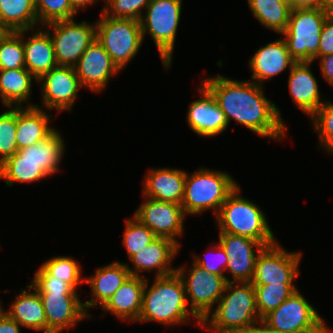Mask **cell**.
Masks as SVG:
<instances>
[{"label": "cell", "mask_w": 333, "mask_h": 333, "mask_svg": "<svg viewBox=\"0 0 333 333\" xmlns=\"http://www.w3.org/2000/svg\"><path fill=\"white\" fill-rule=\"evenodd\" d=\"M279 1L282 2V3H284V4H286V5H288L290 7L291 0H279Z\"/></svg>", "instance_id": "cell-51"}, {"label": "cell", "mask_w": 333, "mask_h": 333, "mask_svg": "<svg viewBox=\"0 0 333 333\" xmlns=\"http://www.w3.org/2000/svg\"><path fill=\"white\" fill-rule=\"evenodd\" d=\"M74 69L83 89L96 94L108 87L111 76L121 72L97 39L81 55Z\"/></svg>", "instance_id": "cell-16"}, {"label": "cell", "mask_w": 333, "mask_h": 333, "mask_svg": "<svg viewBox=\"0 0 333 333\" xmlns=\"http://www.w3.org/2000/svg\"><path fill=\"white\" fill-rule=\"evenodd\" d=\"M0 23L13 32L41 27L35 0H0Z\"/></svg>", "instance_id": "cell-30"}, {"label": "cell", "mask_w": 333, "mask_h": 333, "mask_svg": "<svg viewBox=\"0 0 333 333\" xmlns=\"http://www.w3.org/2000/svg\"><path fill=\"white\" fill-rule=\"evenodd\" d=\"M26 287L28 289L20 291L4 312L23 328L47 333V319L40 295L31 284Z\"/></svg>", "instance_id": "cell-27"}, {"label": "cell", "mask_w": 333, "mask_h": 333, "mask_svg": "<svg viewBox=\"0 0 333 333\" xmlns=\"http://www.w3.org/2000/svg\"><path fill=\"white\" fill-rule=\"evenodd\" d=\"M230 174L204 166L191 174L187 172L181 203L185 215L197 216L211 210L216 217L222 204L239 185Z\"/></svg>", "instance_id": "cell-4"}, {"label": "cell", "mask_w": 333, "mask_h": 333, "mask_svg": "<svg viewBox=\"0 0 333 333\" xmlns=\"http://www.w3.org/2000/svg\"><path fill=\"white\" fill-rule=\"evenodd\" d=\"M321 76L333 87V54L319 57Z\"/></svg>", "instance_id": "cell-44"}, {"label": "cell", "mask_w": 333, "mask_h": 333, "mask_svg": "<svg viewBox=\"0 0 333 333\" xmlns=\"http://www.w3.org/2000/svg\"><path fill=\"white\" fill-rule=\"evenodd\" d=\"M146 283L142 296V308L137 323L157 322L166 326L187 324L191 319L201 328L202 321L191 311L186 298L185 286L177 272L154 277Z\"/></svg>", "instance_id": "cell-2"}, {"label": "cell", "mask_w": 333, "mask_h": 333, "mask_svg": "<svg viewBox=\"0 0 333 333\" xmlns=\"http://www.w3.org/2000/svg\"><path fill=\"white\" fill-rule=\"evenodd\" d=\"M256 308L262 319L272 310L278 308L286 299L298 290L296 284L253 285Z\"/></svg>", "instance_id": "cell-33"}, {"label": "cell", "mask_w": 333, "mask_h": 333, "mask_svg": "<svg viewBox=\"0 0 333 333\" xmlns=\"http://www.w3.org/2000/svg\"><path fill=\"white\" fill-rule=\"evenodd\" d=\"M322 7L321 0H291L290 9H307Z\"/></svg>", "instance_id": "cell-46"}, {"label": "cell", "mask_w": 333, "mask_h": 333, "mask_svg": "<svg viewBox=\"0 0 333 333\" xmlns=\"http://www.w3.org/2000/svg\"><path fill=\"white\" fill-rule=\"evenodd\" d=\"M31 286L39 294H78V292L66 282L57 277L50 276L41 266L34 273Z\"/></svg>", "instance_id": "cell-41"}, {"label": "cell", "mask_w": 333, "mask_h": 333, "mask_svg": "<svg viewBox=\"0 0 333 333\" xmlns=\"http://www.w3.org/2000/svg\"><path fill=\"white\" fill-rule=\"evenodd\" d=\"M321 316L298 289L262 321L284 333H333Z\"/></svg>", "instance_id": "cell-9"}, {"label": "cell", "mask_w": 333, "mask_h": 333, "mask_svg": "<svg viewBox=\"0 0 333 333\" xmlns=\"http://www.w3.org/2000/svg\"><path fill=\"white\" fill-rule=\"evenodd\" d=\"M322 7L327 8L329 10H333V0H321Z\"/></svg>", "instance_id": "cell-50"}, {"label": "cell", "mask_w": 333, "mask_h": 333, "mask_svg": "<svg viewBox=\"0 0 333 333\" xmlns=\"http://www.w3.org/2000/svg\"><path fill=\"white\" fill-rule=\"evenodd\" d=\"M37 79L26 69L0 70V101L6 108L32 107V83ZM30 101V102H28Z\"/></svg>", "instance_id": "cell-28"}, {"label": "cell", "mask_w": 333, "mask_h": 333, "mask_svg": "<svg viewBox=\"0 0 333 333\" xmlns=\"http://www.w3.org/2000/svg\"><path fill=\"white\" fill-rule=\"evenodd\" d=\"M218 238L228 257L225 271L230 272V277L226 276L227 282H251L257 256L265 245L255 239L230 233H219Z\"/></svg>", "instance_id": "cell-15"}, {"label": "cell", "mask_w": 333, "mask_h": 333, "mask_svg": "<svg viewBox=\"0 0 333 333\" xmlns=\"http://www.w3.org/2000/svg\"><path fill=\"white\" fill-rule=\"evenodd\" d=\"M98 1L103 0H70V4L72 8L78 13L81 10L85 11L84 9L91 7L92 5L96 4Z\"/></svg>", "instance_id": "cell-48"}, {"label": "cell", "mask_w": 333, "mask_h": 333, "mask_svg": "<svg viewBox=\"0 0 333 333\" xmlns=\"http://www.w3.org/2000/svg\"><path fill=\"white\" fill-rule=\"evenodd\" d=\"M215 219L219 233H230L255 239L265 246L277 242L267 215L255 201L252 202L241 196L239 185L222 204Z\"/></svg>", "instance_id": "cell-5"}, {"label": "cell", "mask_w": 333, "mask_h": 333, "mask_svg": "<svg viewBox=\"0 0 333 333\" xmlns=\"http://www.w3.org/2000/svg\"><path fill=\"white\" fill-rule=\"evenodd\" d=\"M40 85L42 105L47 111H71L83 88L74 67L56 66L37 80Z\"/></svg>", "instance_id": "cell-13"}, {"label": "cell", "mask_w": 333, "mask_h": 333, "mask_svg": "<svg viewBox=\"0 0 333 333\" xmlns=\"http://www.w3.org/2000/svg\"><path fill=\"white\" fill-rule=\"evenodd\" d=\"M215 306L201 323V328L211 333H246L262 320L251 282H228Z\"/></svg>", "instance_id": "cell-3"}, {"label": "cell", "mask_w": 333, "mask_h": 333, "mask_svg": "<svg viewBox=\"0 0 333 333\" xmlns=\"http://www.w3.org/2000/svg\"><path fill=\"white\" fill-rule=\"evenodd\" d=\"M32 32L25 38V34ZM25 53V68L38 80L52 68L58 66L49 33L41 26L22 30Z\"/></svg>", "instance_id": "cell-24"}, {"label": "cell", "mask_w": 333, "mask_h": 333, "mask_svg": "<svg viewBox=\"0 0 333 333\" xmlns=\"http://www.w3.org/2000/svg\"><path fill=\"white\" fill-rule=\"evenodd\" d=\"M295 63L296 61L291 57L284 38L273 40L260 46L249 58V68L252 72L251 81L265 86V81L272 80L287 68L290 71Z\"/></svg>", "instance_id": "cell-20"}, {"label": "cell", "mask_w": 333, "mask_h": 333, "mask_svg": "<svg viewBox=\"0 0 333 333\" xmlns=\"http://www.w3.org/2000/svg\"><path fill=\"white\" fill-rule=\"evenodd\" d=\"M254 18L267 30L281 35L288 26L290 7L279 0H247Z\"/></svg>", "instance_id": "cell-31"}, {"label": "cell", "mask_w": 333, "mask_h": 333, "mask_svg": "<svg viewBox=\"0 0 333 333\" xmlns=\"http://www.w3.org/2000/svg\"><path fill=\"white\" fill-rule=\"evenodd\" d=\"M130 276L131 273L125 263L113 261L98 267L90 277H84V282L90 286L92 297L83 301V306L91 319L93 316L88 310L98 306L101 309Z\"/></svg>", "instance_id": "cell-21"}, {"label": "cell", "mask_w": 333, "mask_h": 333, "mask_svg": "<svg viewBox=\"0 0 333 333\" xmlns=\"http://www.w3.org/2000/svg\"><path fill=\"white\" fill-rule=\"evenodd\" d=\"M36 106L17 107L16 143L18 150L48 137L56 128L49 123L52 113Z\"/></svg>", "instance_id": "cell-26"}, {"label": "cell", "mask_w": 333, "mask_h": 333, "mask_svg": "<svg viewBox=\"0 0 333 333\" xmlns=\"http://www.w3.org/2000/svg\"><path fill=\"white\" fill-rule=\"evenodd\" d=\"M246 333H284L269 327L262 320L255 323Z\"/></svg>", "instance_id": "cell-47"}, {"label": "cell", "mask_w": 333, "mask_h": 333, "mask_svg": "<svg viewBox=\"0 0 333 333\" xmlns=\"http://www.w3.org/2000/svg\"><path fill=\"white\" fill-rule=\"evenodd\" d=\"M151 0H104L102 13L107 17L129 18L140 21ZM144 9V10H143Z\"/></svg>", "instance_id": "cell-40"}, {"label": "cell", "mask_w": 333, "mask_h": 333, "mask_svg": "<svg viewBox=\"0 0 333 333\" xmlns=\"http://www.w3.org/2000/svg\"><path fill=\"white\" fill-rule=\"evenodd\" d=\"M302 252L288 251L279 242L265 246L258 254L253 285L295 284L300 275Z\"/></svg>", "instance_id": "cell-12"}, {"label": "cell", "mask_w": 333, "mask_h": 333, "mask_svg": "<svg viewBox=\"0 0 333 333\" xmlns=\"http://www.w3.org/2000/svg\"><path fill=\"white\" fill-rule=\"evenodd\" d=\"M17 107L8 106L0 114V164L17 151L16 143Z\"/></svg>", "instance_id": "cell-38"}, {"label": "cell", "mask_w": 333, "mask_h": 333, "mask_svg": "<svg viewBox=\"0 0 333 333\" xmlns=\"http://www.w3.org/2000/svg\"><path fill=\"white\" fill-rule=\"evenodd\" d=\"M65 139L57 128L45 139L35 143L32 146L24 147L18 152L22 159L32 160L48 175H54L61 171L59 167L63 160Z\"/></svg>", "instance_id": "cell-29"}, {"label": "cell", "mask_w": 333, "mask_h": 333, "mask_svg": "<svg viewBox=\"0 0 333 333\" xmlns=\"http://www.w3.org/2000/svg\"><path fill=\"white\" fill-rule=\"evenodd\" d=\"M333 54V13L325 19L321 36L318 54L313 58V63L319 57Z\"/></svg>", "instance_id": "cell-43"}, {"label": "cell", "mask_w": 333, "mask_h": 333, "mask_svg": "<svg viewBox=\"0 0 333 333\" xmlns=\"http://www.w3.org/2000/svg\"><path fill=\"white\" fill-rule=\"evenodd\" d=\"M20 328L22 327L5 312L0 316V333H21Z\"/></svg>", "instance_id": "cell-45"}, {"label": "cell", "mask_w": 333, "mask_h": 333, "mask_svg": "<svg viewBox=\"0 0 333 333\" xmlns=\"http://www.w3.org/2000/svg\"><path fill=\"white\" fill-rule=\"evenodd\" d=\"M180 246L168 238L157 237L147 247L140 250L129 258L130 264L125 263L131 276L144 277L142 275L146 271L154 270V277H162L176 272L177 267H172L173 260L180 250Z\"/></svg>", "instance_id": "cell-17"}, {"label": "cell", "mask_w": 333, "mask_h": 333, "mask_svg": "<svg viewBox=\"0 0 333 333\" xmlns=\"http://www.w3.org/2000/svg\"><path fill=\"white\" fill-rule=\"evenodd\" d=\"M2 301H0V316L4 313V308H3V304L1 303Z\"/></svg>", "instance_id": "cell-52"}, {"label": "cell", "mask_w": 333, "mask_h": 333, "mask_svg": "<svg viewBox=\"0 0 333 333\" xmlns=\"http://www.w3.org/2000/svg\"><path fill=\"white\" fill-rule=\"evenodd\" d=\"M182 2L183 0H151L140 19L143 40L148 33L151 35L167 71L172 66Z\"/></svg>", "instance_id": "cell-6"}, {"label": "cell", "mask_w": 333, "mask_h": 333, "mask_svg": "<svg viewBox=\"0 0 333 333\" xmlns=\"http://www.w3.org/2000/svg\"><path fill=\"white\" fill-rule=\"evenodd\" d=\"M76 18L58 20L43 25L52 40L58 66L74 67L85 50L96 38V22L88 23Z\"/></svg>", "instance_id": "cell-11"}, {"label": "cell", "mask_w": 333, "mask_h": 333, "mask_svg": "<svg viewBox=\"0 0 333 333\" xmlns=\"http://www.w3.org/2000/svg\"><path fill=\"white\" fill-rule=\"evenodd\" d=\"M211 244L212 247L209 248L211 250L209 253L210 255L208 254V251L207 254L204 253V258L193 254L192 259L196 264L203 267L207 272L221 275L226 278V274L224 272L228 262V257L226 256L225 250L219 243L213 242Z\"/></svg>", "instance_id": "cell-42"}, {"label": "cell", "mask_w": 333, "mask_h": 333, "mask_svg": "<svg viewBox=\"0 0 333 333\" xmlns=\"http://www.w3.org/2000/svg\"><path fill=\"white\" fill-rule=\"evenodd\" d=\"M10 31L0 23V42L6 37Z\"/></svg>", "instance_id": "cell-49"}, {"label": "cell", "mask_w": 333, "mask_h": 333, "mask_svg": "<svg viewBox=\"0 0 333 333\" xmlns=\"http://www.w3.org/2000/svg\"><path fill=\"white\" fill-rule=\"evenodd\" d=\"M143 179V197L181 205L187 171L179 168H149Z\"/></svg>", "instance_id": "cell-22"}, {"label": "cell", "mask_w": 333, "mask_h": 333, "mask_svg": "<svg viewBox=\"0 0 333 333\" xmlns=\"http://www.w3.org/2000/svg\"><path fill=\"white\" fill-rule=\"evenodd\" d=\"M145 283L144 277L130 276L101 310L105 314L111 312L122 322H138Z\"/></svg>", "instance_id": "cell-25"}, {"label": "cell", "mask_w": 333, "mask_h": 333, "mask_svg": "<svg viewBox=\"0 0 333 333\" xmlns=\"http://www.w3.org/2000/svg\"><path fill=\"white\" fill-rule=\"evenodd\" d=\"M47 177L49 176L36 162L22 159L18 151L0 164V179L5 180L8 187H13L15 182L32 184Z\"/></svg>", "instance_id": "cell-32"}, {"label": "cell", "mask_w": 333, "mask_h": 333, "mask_svg": "<svg viewBox=\"0 0 333 333\" xmlns=\"http://www.w3.org/2000/svg\"><path fill=\"white\" fill-rule=\"evenodd\" d=\"M330 13L331 10L323 7L290 11L287 29L281 37L296 62H313L318 54L325 19Z\"/></svg>", "instance_id": "cell-8"}, {"label": "cell", "mask_w": 333, "mask_h": 333, "mask_svg": "<svg viewBox=\"0 0 333 333\" xmlns=\"http://www.w3.org/2000/svg\"><path fill=\"white\" fill-rule=\"evenodd\" d=\"M122 244L126 249L128 259L147 247L157 236L133 216L125 219Z\"/></svg>", "instance_id": "cell-35"}, {"label": "cell", "mask_w": 333, "mask_h": 333, "mask_svg": "<svg viewBox=\"0 0 333 333\" xmlns=\"http://www.w3.org/2000/svg\"><path fill=\"white\" fill-rule=\"evenodd\" d=\"M200 81L214 96L228 125L234 120L258 136L275 141H283L286 137L288 128L281 110L266 97L265 86L220 74Z\"/></svg>", "instance_id": "cell-1"}, {"label": "cell", "mask_w": 333, "mask_h": 333, "mask_svg": "<svg viewBox=\"0 0 333 333\" xmlns=\"http://www.w3.org/2000/svg\"><path fill=\"white\" fill-rule=\"evenodd\" d=\"M96 38L120 71L135 58L144 43L140 21L107 17L102 12L96 20Z\"/></svg>", "instance_id": "cell-7"}, {"label": "cell", "mask_w": 333, "mask_h": 333, "mask_svg": "<svg viewBox=\"0 0 333 333\" xmlns=\"http://www.w3.org/2000/svg\"><path fill=\"white\" fill-rule=\"evenodd\" d=\"M313 62H296L289 71L288 87L291 100L311 117L326 101L322 100L319 83L311 70Z\"/></svg>", "instance_id": "cell-23"}, {"label": "cell", "mask_w": 333, "mask_h": 333, "mask_svg": "<svg viewBox=\"0 0 333 333\" xmlns=\"http://www.w3.org/2000/svg\"><path fill=\"white\" fill-rule=\"evenodd\" d=\"M133 217L157 237L171 239L182 246L178 238L184 234L186 215L181 205L144 197Z\"/></svg>", "instance_id": "cell-14"}, {"label": "cell", "mask_w": 333, "mask_h": 333, "mask_svg": "<svg viewBox=\"0 0 333 333\" xmlns=\"http://www.w3.org/2000/svg\"><path fill=\"white\" fill-rule=\"evenodd\" d=\"M38 24L71 20L78 14L71 6L70 0H35Z\"/></svg>", "instance_id": "cell-39"}, {"label": "cell", "mask_w": 333, "mask_h": 333, "mask_svg": "<svg viewBox=\"0 0 333 333\" xmlns=\"http://www.w3.org/2000/svg\"><path fill=\"white\" fill-rule=\"evenodd\" d=\"M25 68L22 30L10 31L0 42V70Z\"/></svg>", "instance_id": "cell-37"}, {"label": "cell", "mask_w": 333, "mask_h": 333, "mask_svg": "<svg viewBox=\"0 0 333 333\" xmlns=\"http://www.w3.org/2000/svg\"><path fill=\"white\" fill-rule=\"evenodd\" d=\"M186 265L178 266L176 272L184 283L191 311L203 321L220 300L228 282L221 275L207 272L193 260L190 269Z\"/></svg>", "instance_id": "cell-10"}, {"label": "cell", "mask_w": 333, "mask_h": 333, "mask_svg": "<svg viewBox=\"0 0 333 333\" xmlns=\"http://www.w3.org/2000/svg\"><path fill=\"white\" fill-rule=\"evenodd\" d=\"M197 91L201 95L189 104L186 121L196 135L215 137L221 135L229 127L224 113L214 96L200 82Z\"/></svg>", "instance_id": "cell-19"}, {"label": "cell", "mask_w": 333, "mask_h": 333, "mask_svg": "<svg viewBox=\"0 0 333 333\" xmlns=\"http://www.w3.org/2000/svg\"><path fill=\"white\" fill-rule=\"evenodd\" d=\"M80 262L69 256H57L45 260L40 266L53 277L66 282L76 291L84 283Z\"/></svg>", "instance_id": "cell-34"}, {"label": "cell", "mask_w": 333, "mask_h": 333, "mask_svg": "<svg viewBox=\"0 0 333 333\" xmlns=\"http://www.w3.org/2000/svg\"><path fill=\"white\" fill-rule=\"evenodd\" d=\"M47 319V333L75 329L77 323L91 317L86 313L79 294H39Z\"/></svg>", "instance_id": "cell-18"}, {"label": "cell", "mask_w": 333, "mask_h": 333, "mask_svg": "<svg viewBox=\"0 0 333 333\" xmlns=\"http://www.w3.org/2000/svg\"><path fill=\"white\" fill-rule=\"evenodd\" d=\"M310 119L313 131L318 134V147L329 155L333 154V102L327 100Z\"/></svg>", "instance_id": "cell-36"}]
</instances>
